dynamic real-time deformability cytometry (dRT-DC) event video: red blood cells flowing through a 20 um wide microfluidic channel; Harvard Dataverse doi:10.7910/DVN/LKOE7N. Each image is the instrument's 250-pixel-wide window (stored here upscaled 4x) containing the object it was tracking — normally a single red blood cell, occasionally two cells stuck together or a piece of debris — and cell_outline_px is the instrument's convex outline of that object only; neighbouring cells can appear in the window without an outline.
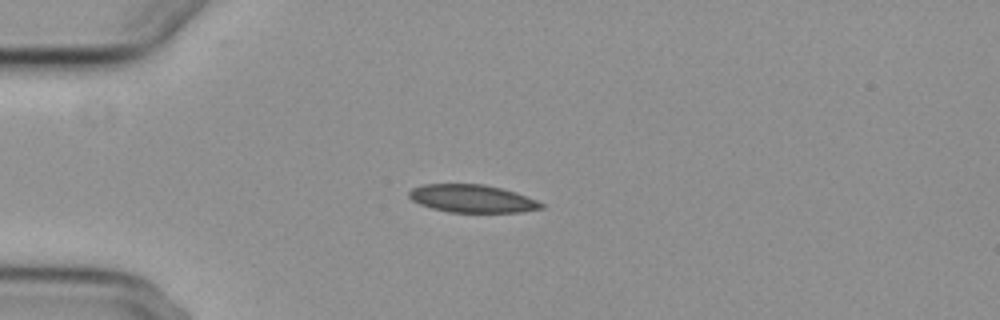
{"species": "common noctule bat (a hibernating species)", "species_latin": "Nyctalus noctula", "temperature_condition": "cold", "stored_images_in_passage": 2, "camera_frame_rate_fps": 3000, "um_per_image_px": 0.085, "animal": {"sex": "female", "body_mass_g": 29.2, "forearm_length_mm": 56.3}, "frame": {"image": 1, "passage_image": 2, "time_ms": 2.0, "image_size_px": [1000, 320], "cell_outline_px": [[544, 208], [520, 212], [448, 212], [432, 208], [420, 204], [412, 200], [408, 196], [408, 192], [412, 188], [424, 184], [484, 184], [516, 192], [536, 200], [544, 204]], "centroid_in_image_um": [40.12, 16.88], "position_along_channel_um": 44.9, "area_um2": 21.39}}